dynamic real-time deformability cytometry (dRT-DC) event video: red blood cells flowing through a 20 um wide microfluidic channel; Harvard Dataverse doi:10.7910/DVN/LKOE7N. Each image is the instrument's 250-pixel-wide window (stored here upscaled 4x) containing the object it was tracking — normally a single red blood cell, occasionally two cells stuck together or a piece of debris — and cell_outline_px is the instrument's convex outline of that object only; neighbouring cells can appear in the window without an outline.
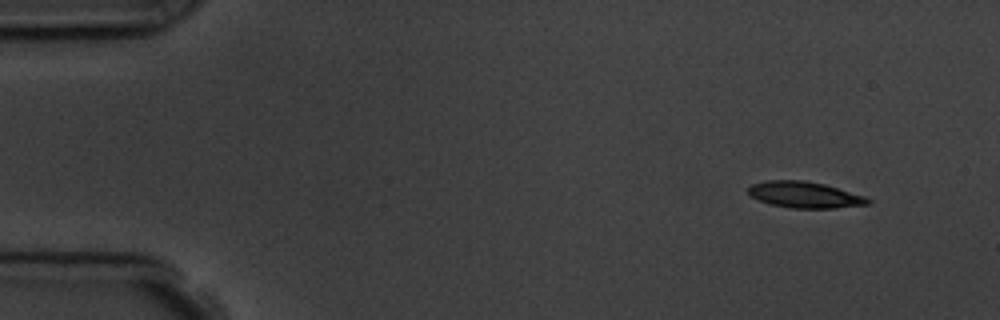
{"species": "common noctule bat (a hibernating species)", "species_latin": "Nyctalus noctula", "temperature_condition": "room temperature", "stored_images_in_passage": 4, "camera_frame_rate_fps": 3000, "um_per_image_px": 0.085, "animal": {"sex": "male", "body_mass_g": 19.5, "forearm_length_mm": 54.6}, "frame": {"image": 1, "passage_image": 1, "time_ms": 0.0, "image_size_px": [1000, 320], "cell_outline_px": [[872, 204], [836, 208], [788, 208], [768, 204], [752, 196], [748, 192], [748, 188], [752, 184], [768, 180], [804, 180], [824, 184], [868, 196], [872, 200]], "centroid_in_image_um": [68.47, 16.56], "position_along_channel_um": 16.5, "area_um2": 18.55}}
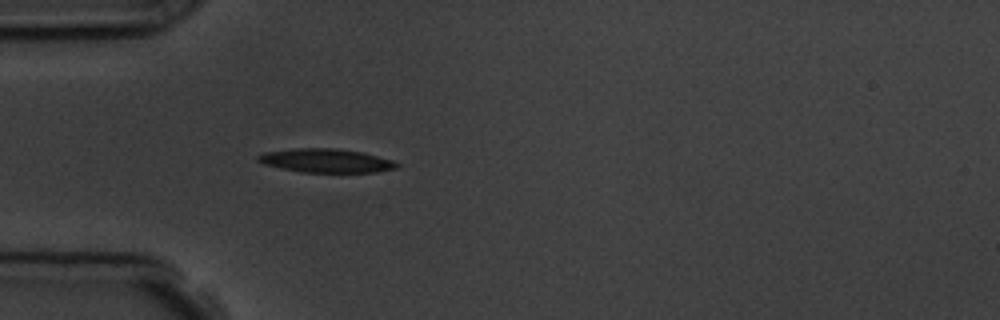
{"frame": {"image": 2, "passage_image": 4, "time_ms": 3.667, "image_size_px": [1000, 320], "cell_outline_px": [[400, 168], [376, 172], [300, 172], [264, 164], [256, 160], [256, 156], [260, 152], [296, 148], [336, 148], [360, 152], [392, 160], [400, 164]], "centroid_in_image_um": [27.68, 13.65], "position_along_channel_um": 57.3, "area_um2": 19.31}}